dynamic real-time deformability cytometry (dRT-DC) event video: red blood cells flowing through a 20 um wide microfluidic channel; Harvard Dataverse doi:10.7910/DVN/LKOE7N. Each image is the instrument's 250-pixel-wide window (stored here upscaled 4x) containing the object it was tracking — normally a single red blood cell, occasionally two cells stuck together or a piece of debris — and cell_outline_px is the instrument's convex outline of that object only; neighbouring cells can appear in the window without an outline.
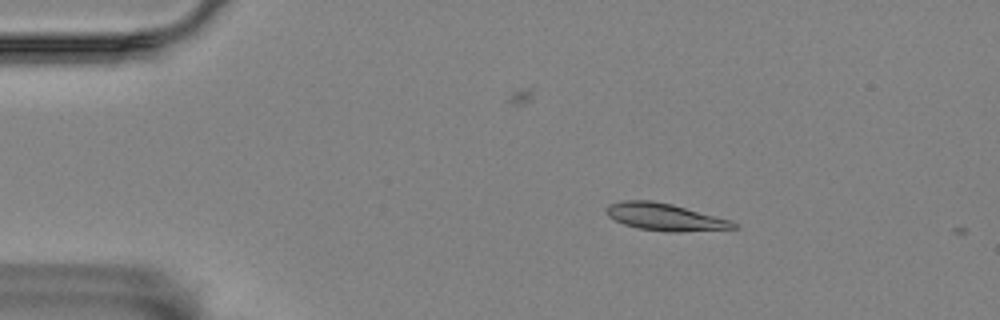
{"species": "Egyptian fruit bat (a non-hibernating species)", "species_latin": "Rousettus aegyptiacus", "temperature_condition": "room temperature", "stored_images_in_passage": 2, "camera_frame_rate_fps": 3000, "um_per_image_px": 0.085, "animal": {"sex": "female"}, "frame": {"image": 1, "passage_image": 1, "time_ms": 0.0, "image_size_px": [1000, 320], "cell_outline_px": [[740, 228], [680, 232], [668, 232], [636, 228], [624, 224], [608, 216], [604, 208], [608, 204], [624, 200], [652, 200], [672, 204], [728, 220], [736, 224]], "centroid_in_image_um": [56.46, 18.44], "position_along_channel_um": 28.5, "area_um2": 20.06}}